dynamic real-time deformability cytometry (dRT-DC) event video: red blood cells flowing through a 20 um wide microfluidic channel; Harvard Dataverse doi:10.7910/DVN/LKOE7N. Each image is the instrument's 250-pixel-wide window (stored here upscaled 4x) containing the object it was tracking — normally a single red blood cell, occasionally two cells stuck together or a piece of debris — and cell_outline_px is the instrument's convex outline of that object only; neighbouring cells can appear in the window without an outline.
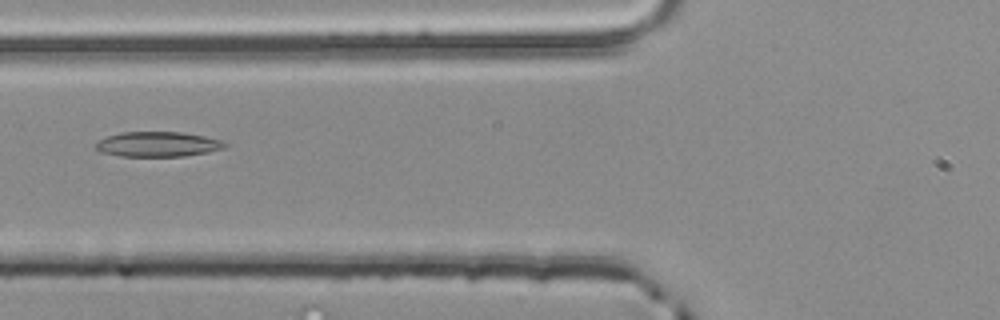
{"species": "common noctule bat (a hibernating species)", "species_latin": "Nyctalus noctula", "temperature_condition": "room temperature", "stored_images_in_passage": 4, "camera_frame_rate_fps": 3000, "um_per_image_px": 0.085, "animal": {"sex": "male", "body_mass_g": 20.4}, "frame": {"image": 1, "passage_image": 4, "time_ms": 1.0, "image_size_px": [1000, 320], "cell_outline_px": [[228, 144], [224, 148], [208, 152], [184, 156], [120, 156], [100, 152], [92, 144], [108, 136], [120, 132], [180, 132], [204, 136], [220, 140]], "centroid_in_image_um": [13.38, 12.26], "position_along_channel_um": 112.4, "area_um2": 18.79}}